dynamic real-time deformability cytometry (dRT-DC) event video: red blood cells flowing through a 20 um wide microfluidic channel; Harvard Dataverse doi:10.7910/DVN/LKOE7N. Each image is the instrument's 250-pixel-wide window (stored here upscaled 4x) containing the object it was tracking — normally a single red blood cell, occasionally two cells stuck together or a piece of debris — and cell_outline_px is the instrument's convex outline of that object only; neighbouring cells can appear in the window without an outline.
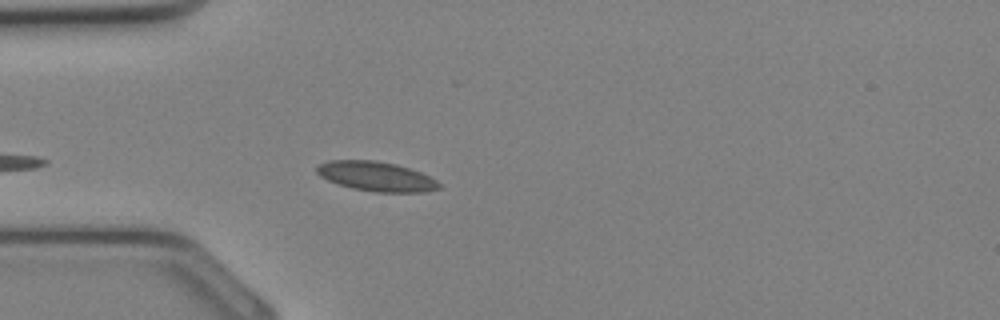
{"species": "Egyptian fruit bat (a non-hibernating species)", "species_latin": "Rousettus aegyptiacus", "temperature_condition": "cold", "stored_images_in_passage": 29, "camera_frame_rate_fps": 3000, "um_per_image_px": 0.085, "animal": {"sex": "female"}, "frame": {"image": 1, "passage_image": 5, "time_ms": 1.333, "image_size_px": [1000, 320], "cell_outline_px": [[440, 188], [424, 192], [376, 192], [352, 188], [328, 180], [320, 176], [316, 172], [316, 168], [320, 164], [328, 160], [376, 160], [396, 164], [420, 172], [436, 180], [440, 184]], "centroid_in_image_um": [31.97, 14.99], "position_along_channel_um": 53.0, "area_um2": 20.92}}
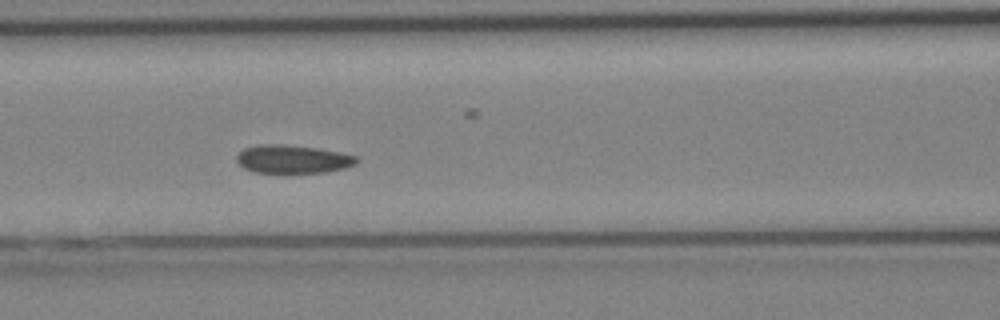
{"frame": {"image": 2, "passage_image": 10, "time_ms": 3.0, "image_size_px": [1000, 320], "cell_outline_px": [[360, 160], [356, 164], [344, 168], [324, 172], [256, 172], [244, 168], [236, 160], [236, 156], [244, 148], [260, 144], [280, 144], [316, 148], [340, 152], [356, 156]], "centroid_in_image_um": [24.89, 13.52], "position_along_channel_um": 141.7, "area_um2": 19.54}}
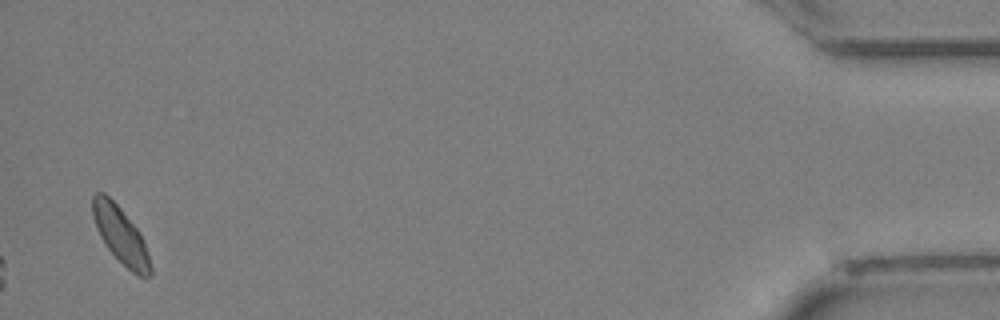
{"frame": {"image": 3, "passage_image": 29, "time_ms": 9.333, "image_size_px": [1000, 320], "cell_outline_px": [[152, 272], [148, 276], [140, 276], [132, 272], [108, 248], [100, 236], [92, 216], [92, 196], [96, 192], [104, 192], [120, 208], [140, 232], [152, 268]], "centroid_in_image_um": [10.23, 19.95], "position_along_channel_um": 425.0, "area_um2": 18.55}}